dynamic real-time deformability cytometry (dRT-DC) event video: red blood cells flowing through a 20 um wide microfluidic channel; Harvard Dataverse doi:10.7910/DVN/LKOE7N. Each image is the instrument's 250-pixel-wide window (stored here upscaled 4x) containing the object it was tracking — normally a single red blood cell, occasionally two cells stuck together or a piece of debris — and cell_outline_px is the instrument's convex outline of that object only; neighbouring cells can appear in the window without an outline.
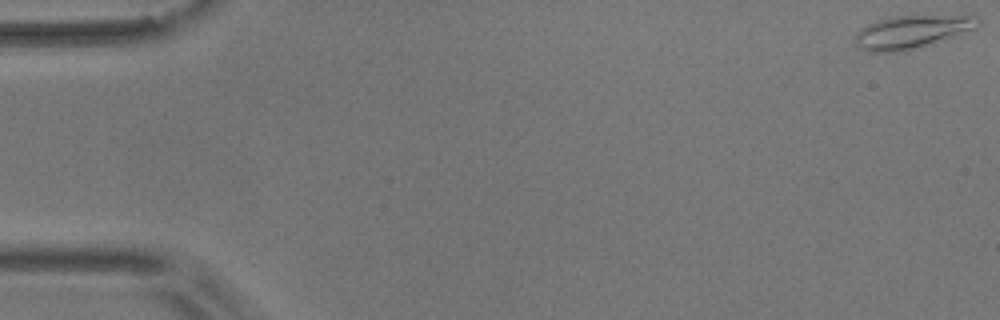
{"species": "common noctule bat (a hibernating species)", "species_latin": "Nyctalus noctula", "temperature_condition": "room temperature", "stored_images_in_passage": 55, "camera_frame_rate_fps": 3000, "um_per_image_px": 0.085, "animal": {"sex": "male", "body_mass_g": 17.9}, "frame": {"image": 1, "passage_image": 1, "time_ms": 0.0, "image_size_px": [1000, 320], "cell_outline_px": [[984, 24], [976, 28], [932, 44], [916, 48], [896, 52], [868, 52], [860, 48], [852, 40], [856, 32], [860, 28], [876, 20], [888, 16], [976, 16]], "centroid_in_image_um": [77.46, 2.71], "position_along_channel_um": 7.5, "area_um2": 23.87}}
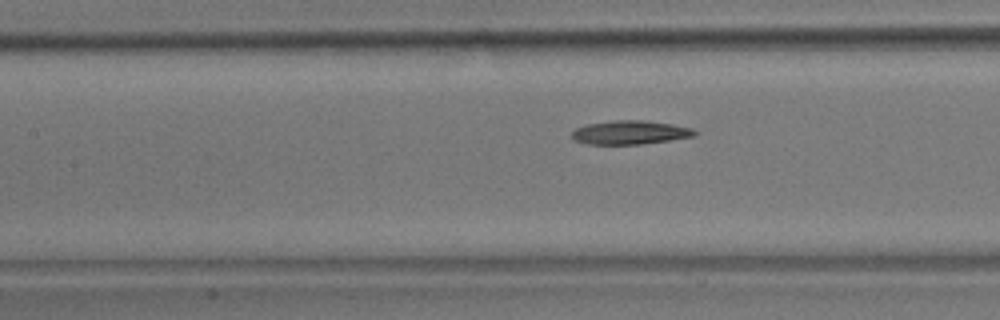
{"frame": {"image": 2, "passage_image": 25, "time_ms": 8.0, "image_size_px": [1000, 320], "cell_outline_px": [[696, 136], [640, 144], [588, 144], [576, 140], [572, 136], [572, 132], [576, 128], [588, 124], [616, 120], [644, 120], [672, 124], [692, 128], [696, 132]], "centroid_in_image_um": [53.57, 11.25], "position_along_channel_um": 153.8, "area_um2": 16.76}}
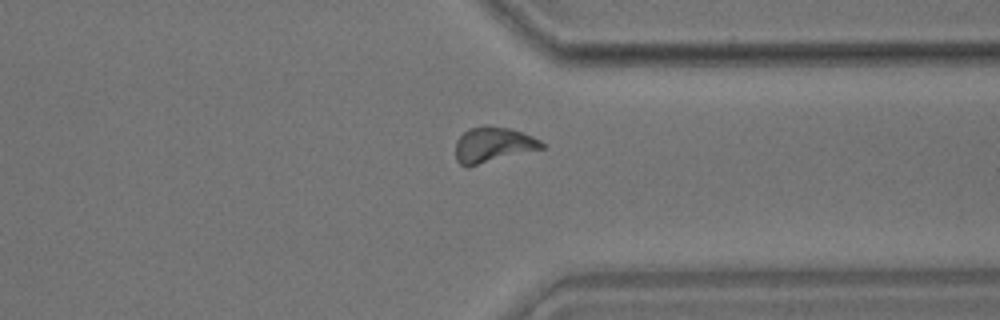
{"frame": {"image": 3, "passage_image": 43, "time_ms": 14.0, "image_size_px": [1000, 320], "cell_outline_px": [[544, 148], [468, 168], [464, 168], [456, 160], [456, 140], [468, 128], [484, 124], [508, 128], [532, 136], [540, 140], [544, 144]], "centroid_in_image_um": [41.87, 12.32], "position_along_channel_um": 369.5, "area_um2": 18.09}}